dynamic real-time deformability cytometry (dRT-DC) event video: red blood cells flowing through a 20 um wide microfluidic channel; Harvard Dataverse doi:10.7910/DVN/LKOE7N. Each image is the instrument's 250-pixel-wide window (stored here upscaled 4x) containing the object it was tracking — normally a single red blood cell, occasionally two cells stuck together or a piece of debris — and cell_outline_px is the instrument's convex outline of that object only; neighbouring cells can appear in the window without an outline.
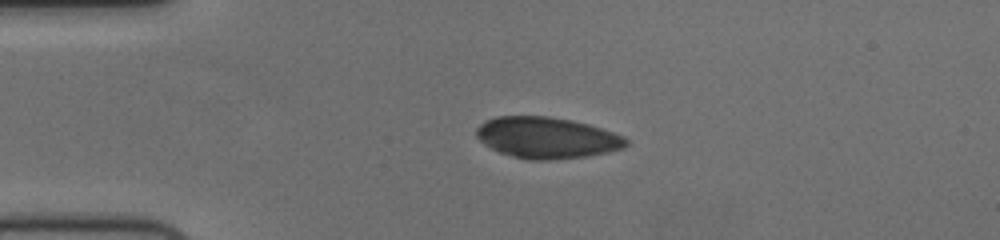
{"species": "human", "species_latin": "Homo sapiens", "temperature_condition": "cold", "stored_images_in_passage": 44, "camera_frame_rate_fps": 3000, "um_per_image_px": 0.085, "donor": {"sex": "female"}, "frame": {"image": 1, "passage_image": 1, "time_ms": 0.0, "image_size_px": [1000, 240], "cell_outline_px": [[628, 144], [624, 148], [608, 152], [588, 156], [548, 160], [528, 160], [512, 156], [500, 152], [484, 144], [476, 136], [476, 128], [484, 120], [496, 116], [548, 116], [572, 120], [588, 124], [624, 136], [628, 140]], "centroid_in_image_um": [46.47, 11.7], "position_along_channel_um": 38.5, "area_um2": 36.07}}
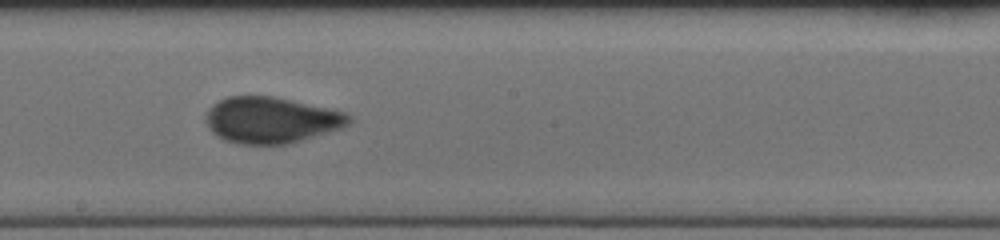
{"frame": {"image": 2, "passage_image": 19, "time_ms": 6.0, "image_size_px": [1000, 240], "cell_outline_px": [[352, 120], [348, 124], [340, 128], [288, 144], [240, 144], [224, 140], [216, 136], [212, 132], [208, 124], [208, 108], [212, 104], [228, 96], [272, 96], [328, 108], [344, 112], [352, 116]], "centroid_in_image_um": [23.04, 10.2], "position_along_channel_um": 225.2, "area_um2": 38.09}}
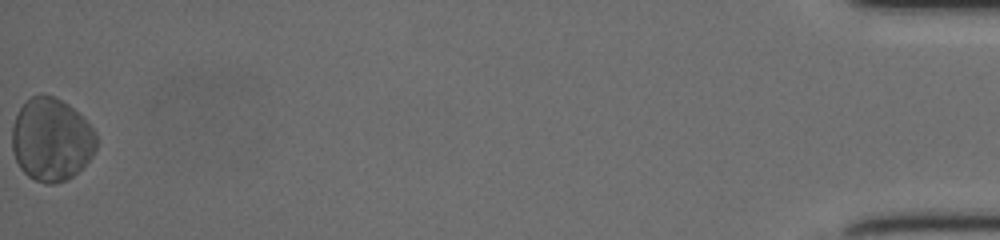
{"frame": {"image": 3, "passage_image": 44, "time_ms": 14.333, "image_size_px": [1000, 240], "cell_outline_px": [[96, 148], [92, 156], [72, 176], [56, 184], [44, 184], [28, 176], [20, 168], [16, 160], [12, 148], [12, 128], [16, 116], [20, 108], [32, 96], [56, 96], [68, 104], [96, 132]], "centroid_in_image_um": [4.35, 11.88], "position_along_channel_um": 430.8, "area_um2": 40.29}, "authors_computed_cell_mechanics": {"area_um2": 37.9457, "velocity_mm_per_s": 3.6896, "shape_relaxation_time_tau1_ms": 3.9923, "shape_relaxation_time_tau2_ms": 1.8591, "deformation_change_tau1": 0.0698, "deformation_change_tau2": 0.0348}}